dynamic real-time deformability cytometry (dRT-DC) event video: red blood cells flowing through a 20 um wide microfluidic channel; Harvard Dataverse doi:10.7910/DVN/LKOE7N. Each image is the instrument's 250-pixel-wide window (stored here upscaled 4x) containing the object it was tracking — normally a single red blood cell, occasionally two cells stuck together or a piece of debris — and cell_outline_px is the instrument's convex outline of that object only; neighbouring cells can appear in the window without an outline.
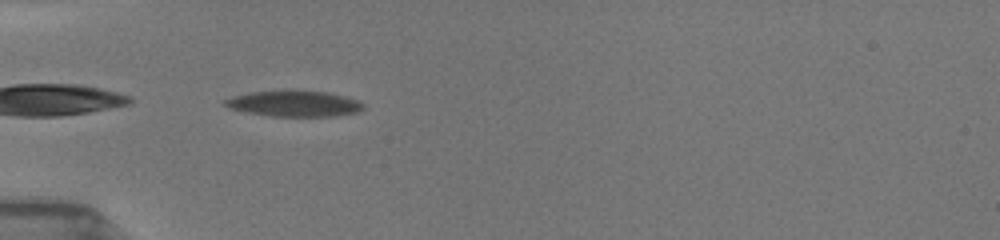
{"species": "common noctule bat (a hibernating species)", "species_latin": "Nyctalus noctula", "temperature_condition": "room temperature", "stored_images_in_passage": 2, "camera_frame_rate_fps": 3000, "um_per_image_px": 0.085, "animal": {"sex": "female", "body_mass_g": 19.5, "forearm_length_mm": 54.1}, "frame": {"image": 1, "passage_image": 1, "time_ms": 0.0, "image_size_px": [1000, 240], "cell_outline_px": [[364, 108], [356, 112], [332, 116], [272, 116], [248, 112], [228, 108], [224, 104], [224, 100], [232, 96], [248, 92], [284, 88], [296, 88], [328, 92], [360, 100], [364, 104]], "centroid_in_image_um": [24.99, 8.75], "position_along_channel_um": 60.0, "area_um2": 21.62}}
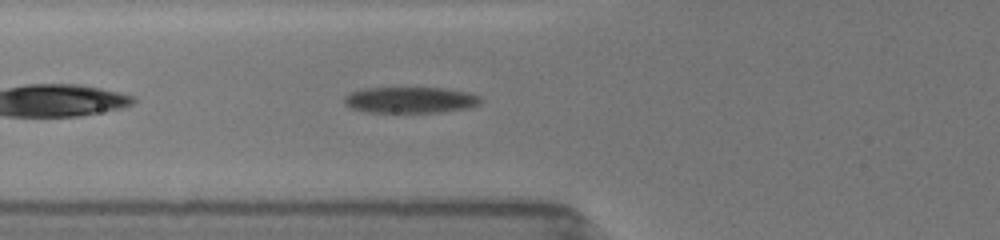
{"frame": {"image": 2, "passage_image": 2, "time_ms": 1.0, "image_size_px": [1000, 240], "cell_outline_px": [[484, 100], [480, 104], [472, 108], [440, 112], [368, 112], [352, 108], [344, 104], [344, 96], [352, 92], [364, 88], [444, 88], [468, 92], [480, 96]], "centroid_in_image_um": [34.94, 8.5], "position_along_channel_um": 90.9, "area_um2": 20.92}}